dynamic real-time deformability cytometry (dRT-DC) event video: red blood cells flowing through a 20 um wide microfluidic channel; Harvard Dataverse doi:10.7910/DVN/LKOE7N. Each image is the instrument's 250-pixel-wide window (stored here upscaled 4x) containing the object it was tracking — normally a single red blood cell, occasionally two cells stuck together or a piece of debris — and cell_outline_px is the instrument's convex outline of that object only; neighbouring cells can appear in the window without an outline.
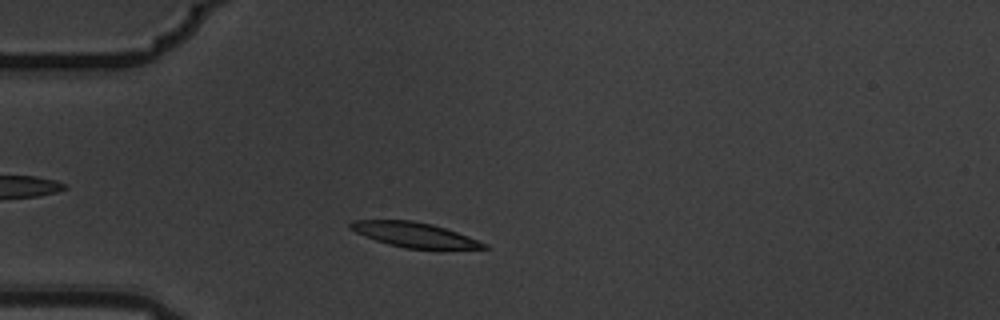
{"species": "common noctule bat (a hibernating species)", "species_latin": "Nyctalus noctula", "temperature_condition": "warm", "stored_images_in_passage": 6, "camera_frame_rate_fps": 3000, "um_per_image_px": 0.085, "animal": {"sex": "male", "body_mass_g": 19.5, "forearm_length_mm": 54.6}, "frame": {"image": 1, "passage_image": 6, "time_ms": 1.667, "image_size_px": [1000, 320], "cell_outline_px": [[488, 248], [404, 248], [388, 244], [376, 240], [356, 232], [348, 228], [348, 224], [352, 220], [412, 220], [432, 224], [468, 236], [488, 244]], "centroid_in_image_um": [35.17, 19.94], "position_along_channel_um": 49.8, "area_um2": 18.96}}